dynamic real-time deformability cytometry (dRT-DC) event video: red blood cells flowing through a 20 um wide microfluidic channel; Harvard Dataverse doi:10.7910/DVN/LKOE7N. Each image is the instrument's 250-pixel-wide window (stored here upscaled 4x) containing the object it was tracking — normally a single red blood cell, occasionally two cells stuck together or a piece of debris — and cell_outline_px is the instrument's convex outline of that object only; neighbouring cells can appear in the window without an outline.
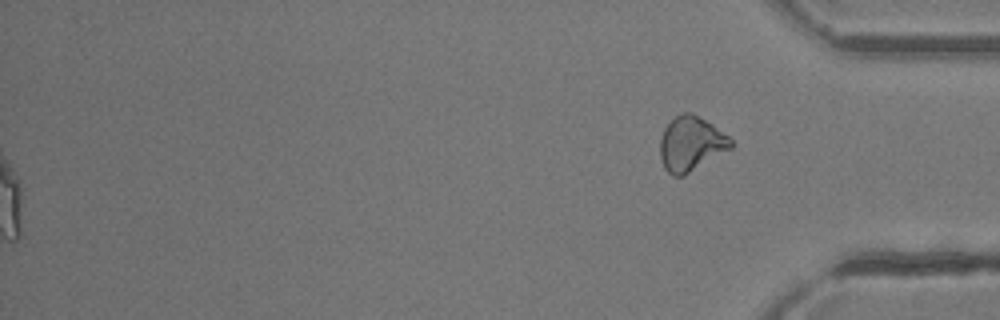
{"species": "common noctule bat (a hibernating species)", "species_latin": "Nyctalus noctula", "temperature_condition": "room temperature", "stored_images_in_passage": 40, "segment_of_instrument_passage": [2, 2], "camera_frame_rate_fps": 3000, "um_per_image_px": 0.085, "animal": {"sex": "female"}, "frame": {"image": 1, "passage_image": 40, "time_ms": 13.0, "image_size_px": [1000, 320], "cell_outline_px": [[732, 148], [684, 176], [672, 176], [664, 168], [660, 160], [660, 140], [664, 128], [680, 112], [688, 112], [712, 124], [728, 136], [732, 140]], "centroid_in_image_um": [58.71, 12.25], "position_along_channel_um": 376.5, "area_um2": 22.43}}